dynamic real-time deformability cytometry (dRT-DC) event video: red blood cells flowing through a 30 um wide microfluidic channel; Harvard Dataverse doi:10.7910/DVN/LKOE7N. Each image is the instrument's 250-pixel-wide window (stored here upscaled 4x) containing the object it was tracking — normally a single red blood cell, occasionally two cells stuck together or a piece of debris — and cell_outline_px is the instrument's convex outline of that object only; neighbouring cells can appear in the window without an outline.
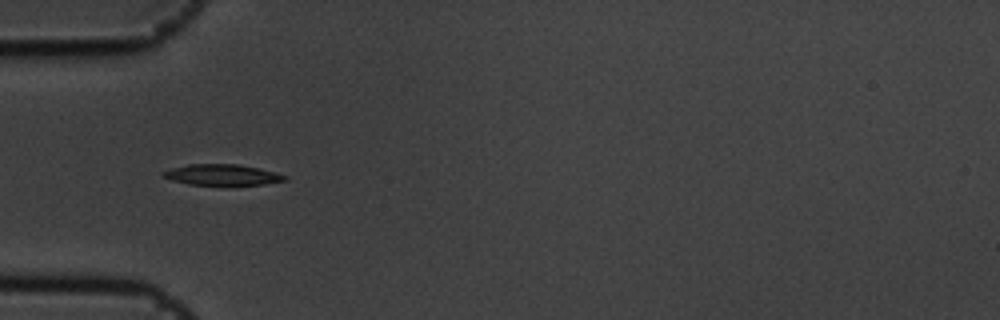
{"species": "common noctule bat (a hibernating species)", "species_latin": "Nyctalus noctula", "temperature_condition": "cold", "stored_images_in_passage": 7, "camera_frame_rate_fps": 3000, "um_per_image_px": 0.085, "animal": {"sex": "male", "body_mass_g": 19.5, "forearm_length_mm": 54.6}, "frame": {"image": 1, "passage_image": 5, "time_ms": 1.333, "image_size_px": [1000, 320], "cell_outline_px": [[288, 180], [264, 184], [188, 184], [172, 180], [164, 176], [160, 172], [172, 168], [188, 164], [240, 164], [260, 168], [276, 172], [288, 176]], "centroid_in_image_um": [18.92, 14.84], "position_along_channel_um": 66.1, "area_um2": 14.68}}
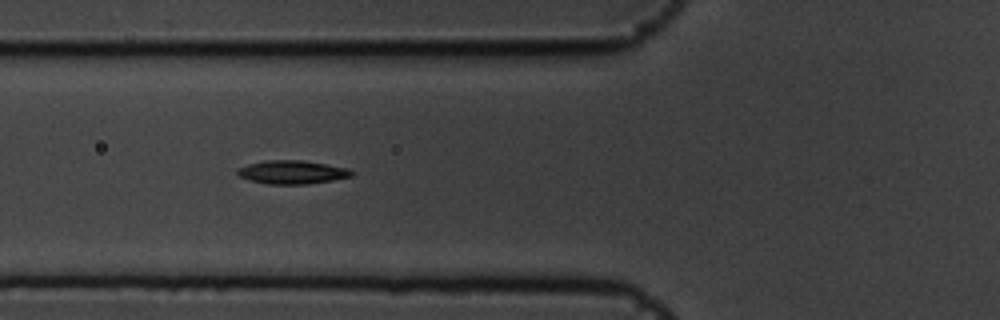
{"frame": {"image": 2, "passage_image": 6, "time_ms": 1.667, "image_size_px": [1000, 320], "cell_outline_px": [[352, 176], [332, 180], [308, 184], [268, 184], [248, 180], [240, 176], [236, 172], [240, 168], [248, 164], [264, 160], [304, 160], [348, 168], [352, 172]], "centroid_in_image_um": [24.82, 14.63], "position_along_channel_um": 101.0, "area_um2": 15.55}}
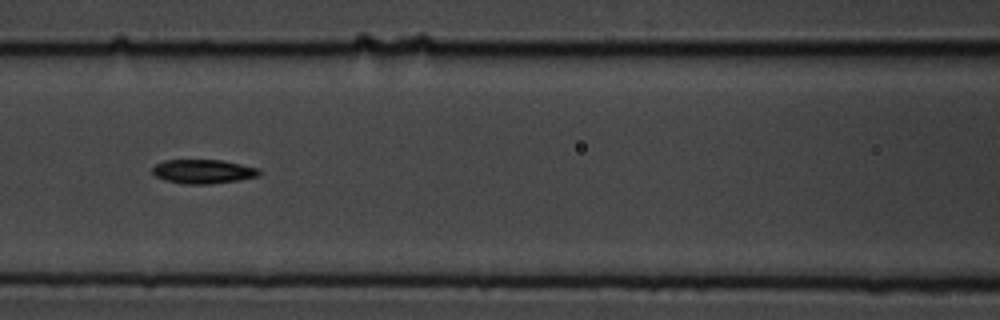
{"frame": {"image": 3, "passage_image": 7, "time_ms": 2.0, "image_size_px": [1000, 320], "cell_outline_px": [[260, 176], [236, 180], [208, 184], [184, 184], [164, 180], [156, 176], [152, 172], [152, 168], [156, 164], [164, 160], [220, 160], [260, 168]], "centroid_in_image_um": [17.26, 14.57], "position_along_channel_um": 149.3, "area_um2": 14.91}}